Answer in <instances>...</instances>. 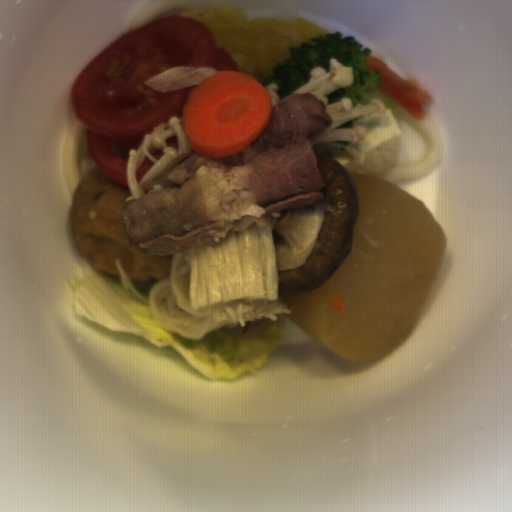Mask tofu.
I'll use <instances>...</instances> for the list:
<instances>
[{"mask_svg": "<svg viewBox=\"0 0 512 512\" xmlns=\"http://www.w3.org/2000/svg\"><path fill=\"white\" fill-rule=\"evenodd\" d=\"M129 189L96 165L78 183L69 206V233L78 255L120 282L117 260L130 282L170 280L175 254L142 257L129 243L124 208Z\"/></svg>", "mask_w": 512, "mask_h": 512, "instance_id": "1", "label": "tofu"}, {"mask_svg": "<svg viewBox=\"0 0 512 512\" xmlns=\"http://www.w3.org/2000/svg\"><path fill=\"white\" fill-rule=\"evenodd\" d=\"M352 128L361 126L365 137L352 145L358 156L332 155L352 174L378 176L399 165L402 129L389 108L384 114H364L351 119Z\"/></svg>", "mask_w": 512, "mask_h": 512, "instance_id": "2", "label": "tofu"}]
</instances>
